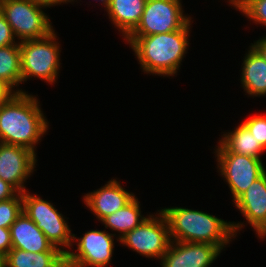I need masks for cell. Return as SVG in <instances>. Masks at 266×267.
I'll list each match as a JSON object with an SVG mask.
<instances>
[{"mask_svg":"<svg viewBox=\"0 0 266 267\" xmlns=\"http://www.w3.org/2000/svg\"><path fill=\"white\" fill-rule=\"evenodd\" d=\"M27 93H15L0 105V142L27 148L36 155V144L47 133L49 122L36 96Z\"/></svg>","mask_w":266,"mask_h":267,"instance_id":"obj_1","label":"cell"},{"mask_svg":"<svg viewBox=\"0 0 266 267\" xmlns=\"http://www.w3.org/2000/svg\"><path fill=\"white\" fill-rule=\"evenodd\" d=\"M160 211L167 220L171 241L210 243L221 250L244 226L240 222H227L207 212L183 207L163 208Z\"/></svg>","mask_w":266,"mask_h":267,"instance_id":"obj_2","label":"cell"},{"mask_svg":"<svg viewBox=\"0 0 266 267\" xmlns=\"http://www.w3.org/2000/svg\"><path fill=\"white\" fill-rule=\"evenodd\" d=\"M191 20L180 30L141 37H126L144 73L174 76L189 45Z\"/></svg>","mask_w":266,"mask_h":267,"instance_id":"obj_3","label":"cell"},{"mask_svg":"<svg viewBox=\"0 0 266 267\" xmlns=\"http://www.w3.org/2000/svg\"><path fill=\"white\" fill-rule=\"evenodd\" d=\"M56 35L54 30L46 37L19 42L23 82L32 77L51 85L56 82L61 64V50Z\"/></svg>","mask_w":266,"mask_h":267,"instance_id":"obj_4","label":"cell"},{"mask_svg":"<svg viewBox=\"0 0 266 267\" xmlns=\"http://www.w3.org/2000/svg\"><path fill=\"white\" fill-rule=\"evenodd\" d=\"M22 211L46 235L54 247L64 254L67 253L64 248L68 250L70 248L71 251L73 234L65 220L66 217H63L52 203L25 191L22 193Z\"/></svg>","mask_w":266,"mask_h":267,"instance_id":"obj_5","label":"cell"},{"mask_svg":"<svg viewBox=\"0 0 266 267\" xmlns=\"http://www.w3.org/2000/svg\"><path fill=\"white\" fill-rule=\"evenodd\" d=\"M44 8L29 0H0V11L20 42L43 38L54 31Z\"/></svg>","mask_w":266,"mask_h":267,"instance_id":"obj_6","label":"cell"},{"mask_svg":"<svg viewBox=\"0 0 266 267\" xmlns=\"http://www.w3.org/2000/svg\"><path fill=\"white\" fill-rule=\"evenodd\" d=\"M215 150L217 168L226 180L235 202L266 170L260 158L228 151L220 142Z\"/></svg>","mask_w":266,"mask_h":267,"instance_id":"obj_7","label":"cell"},{"mask_svg":"<svg viewBox=\"0 0 266 267\" xmlns=\"http://www.w3.org/2000/svg\"><path fill=\"white\" fill-rule=\"evenodd\" d=\"M181 0H146L137 27L127 37L169 33L182 29L192 18L184 15Z\"/></svg>","mask_w":266,"mask_h":267,"instance_id":"obj_8","label":"cell"},{"mask_svg":"<svg viewBox=\"0 0 266 267\" xmlns=\"http://www.w3.org/2000/svg\"><path fill=\"white\" fill-rule=\"evenodd\" d=\"M157 215H150L132 231L126 233L120 244L147 258L160 259L167 252L171 239L169 226L164 214L158 210Z\"/></svg>","mask_w":266,"mask_h":267,"instance_id":"obj_9","label":"cell"},{"mask_svg":"<svg viewBox=\"0 0 266 267\" xmlns=\"http://www.w3.org/2000/svg\"><path fill=\"white\" fill-rule=\"evenodd\" d=\"M106 230H90L73 241L77 244V252L67 251L65 259L75 267H107L111 264L114 250V236Z\"/></svg>","mask_w":266,"mask_h":267,"instance_id":"obj_10","label":"cell"},{"mask_svg":"<svg viewBox=\"0 0 266 267\" xmlns=\"http://www.w3.org/2000/svg\"><path fill=\"white\" fill-rule=\"evenodd\" d=\"M36 157L27 148L0 142V178L19 193L25 192L24 183L35 171Z\"/></svg>","mask_w":266,"mask_h":267,"instance_id":"obj_11","label":"cell"},{"mask_svg":"<svg viewBox=\"0 0 266 267\" xmlns=\"http://www.w3.org/2000/svg\"><path fill=\"white\" fill-rule=\"evenodd\" d=\"M221 249L210 243L171 241L161 258V267H209Z\"/></svg>","mask_w":266,"mask_h":267,"instance_id":"obj_12","label":"cell"},{"mask_svg":"<svg viewBox=\"0 0 266 267\" xmlns=\"http://www.w3.org/2000/svg\"><path fill=\"white\" fill-rule=\"evenodd\" d=\"M135 197V194L130 193L122 187L120 181L111 179L105 186H101L100 189L84 195L83 201L90 211H92L91 213L101 222L108 215L125 207Z\"/></svg>","mask_w":266,"mask_h":267,"instance_id":"obj_13","label":"cell"},{"mask_svg":"<svg viewBox=\"0 0 266 267\" xmlns=\"http://www.w3.org/2000/svg\"><path fill=\"white\" fill-rule=\"evenodd\" d=\"M234 203L257 232L266 223V171Z\"/></svg>","mask_w":266,"mask_h":267,"instance_id":"obj_14","label":"cell"},{"mask_svg":"<svg viewBox=\"0 0 266 267\" xmlns=\"http://www.w3.org/2000/svg\"><path fill=\"white\" fill-rule=\"evenodd\" d=\"M12 248L28 252L60 251L25 214L21 213L10 226Z\"/></svg>","mask_w":266,"mask_h":267,"instance_id":"obj_15","label":"cell"},{"mask_svg":"<svg viewBox=\"0 0 266 267\" xmlns=\"http://www.w3.org/2000/svg\"><path fill=\"white\" fill-rule=\"evenodd\" d=\"M241 84L249 96H266V61L251 45L242 63Z\"/></svg>","mask_w":266,"mask_h":267,"instance_id":"obj_16","label":"cell"},{"mask_svg":"<svg viewBox=\"0 0 266 267\" xmlns=\"http://www.w3.org/2000/svg\"><path fill=\"white\" fill-rule=\"evenodd\" d=\"M146 0H110L106 12L125 39L138 25Z\"/></svg>","mask_w":266,"mask_h":267,"instance_id":"obj_17","label":"cell"},{"mask_svg":"<svg viewBox=\"0 0 266 267\" xmlns=\"http://www.w3.org/2000/svg\"><path fill=\"white\" fill-rule=\"evenodd\" d=\"M64 259L61 251L28 252L12 248L4 257V267H57Z\"/></svg>","mask_w":266,"mask_h":267,"instance_id":"obj_18","label":"cell"},{"mask_svg":"<svg viewBox=\"0 0 266 267\" xmlns=\"http://www.w3.org/2000/svg\"><path fill=\"white\" fill-rule=\"evenodd\" d=\"M219 141L228 151L239 155L261 159V154L265 151L242 123L233 131L224 133Z\"/></svg>","mask_w":266,"mask_h":267,"instance_id":"obj_19","label":"cell"},{"mask_svg":"<svg viewBox=\"0 0 266 267\" xmlns=\"http://www.w3.org/2000/svg\"><path fill=\"white\" fill-rule=\"evenodd\" d=\"M147 218V216L141 215L140 203L135 197L125 207L105 217L101 223L105 225L106 229L110 228L112 231L119 232V237L117 236V241L119 242L126 233L135 229Z\"/></svg>","mask_w":266,"mask_h":267,"instance_id":"obj_20","label":"cell"},{"mask_svg":"<svg viewBox=\"0 0 266 267\" xmlns=\"http://www.w3.org/2000/svg\"><path fill=\"white\" fill-rule=\"evenodd\" d=\"M20 45L0 47V79L13 90L22 84Z\"/></svg>","mask_w":266,"mask_h":267,"instance_id":"obj_21","label":"cell"},{"mask_svg":"<svg viewBox=\"0 0 266 267\" xmlns=\"http://www.w3.org/2000/svg\"><path fill=\"white\" fill-rule=\"evenodd\" d=\"M245 17L266 26V0H228Z\"/></svg>","mask_w":266,"mask_h":267,"instance_id":"obj_22","label":"cell"},{"mask_svg":"<svg viewBox=\"0 0 266 267\" xmlns=\"http://www.w3.org/2000/svg\"><path fill=\"white\" fill-rule=\"evenodd\" d=\"M22 212V193L9 200L0 201V227L10 229Z\"/></svg>","mask_w":266,"mask_h":267,"instance_id":"obj_23","label":"cell"},{"mask_svg":"<svg viewBox=\"0 0 266 267\" xmlns=\"http://www.w3.org/2000/svg\"><path fill=\"white\" fill-rule=\"evenodd\" d=\"M254 138L259 141V144L266 150V117L264 115H255L246 118L241 122Z\"/></svg>","mask_w":266,"mask_h":267,"instance_id":"obj_24","label":"cell"},{"mask_svg":"<svg viewBox=\"0 0 266 267\" xmlns=\"http://www.w3.org/2000/svg\"><path fill=\"white\" fill-rule=\"evenodd\" d=\"M15 39L11 26L0 11V47L18 44L19 41L15 42Z\"/></svg>","mask_w":266,"mask_h":267,"instance_id":"obj_25","label":"cell"},{"mask_svg":"<svg viewBox=\"0 0 266 267\" xmlns=\"http://www.w3.org/2000/svg\"><path fill=\"white\" fill-rule=\"evenodd\" d=\"M11 249L10 229L0 227V256L5 257Z\"/></svg>","mask_w":266,"mask_h":267,"instance_id":"obj_26","label":"cell"},{"mask_svg":"<svg viewBox=\"0 0 266 267\" xmlns=\"http://www.w3.org/2000/svg\"><path fill=\"white\" fill-rule=\"evenodd\" d=\"M19 192L9 183L0 178V201L14 198Z\"/></svg>","mask_w":266,"mask_h":267,"instance_id":"obj_27","label":"cell"},{"mask_svg":"<svg viewBox=\"0 0 266 267\" xmlns=\"http://www.w3.org/2000/svg\"><path fill=\"white\" fill-rule=\"evenodd\" d=\"M22 89L13 90L7 83L0 79V105L7 102L15 93H24Z\"/></svg>","mask_w":266,"mask_h":267,"instance_id":"obj_28","label":"cell"},{"mask_svg":"<svg viewBox=\"0 0 266 267\" xmlns=\"http://www.w3.org/2000/svg\"><path fill=\"white\" fill-rule=\"evenodd\" d=\"M251 45L261 54V56L266 61V35L265 37H262L257 41H254V44L251 43Z\"/></svg>","mask_w":266,"mask_h":267,"instance_id":"obj_29","label":"cell"},{"mask_svg":"<svg viewBox=\"0 0 266 267\" xmlns=\"http://www.w3.org/2000/svg\"><path fill=\"white\" fill-rule=\"evenodd\" d=\"M31 1L32 3H36V4H39L41 6H44V7H51V6H56V5H60L61 3H68L67 0H29Z\"/></svg>","mask_w":266,"mask_h":267,"instance_id":"obj_30","label":"cell"},{"mask_svg":"<svg viewBox=\"0 0 266 267\" xmlns=\"http://www.w3.org/2000/svg\"><path fill=\"white\" fill-rule=\"evenodd\" d=\"M259 238L265 239L266 236V223L256 232Z\"/></svg>","mask_w":266,"mask_h":267,"instance_id":"obj_31","label":"cell"},{"mask_svg":"<svg viewBox=\"0 0 266 267\" xmlns=\"http://www.w3.org/2000/svg\"><path fill=\"white\" fill-rule=\"evenodd\" d=\"M57 267H75L72 263L64 259Z\"/></svg>","mask_w":266,"mask_h":267,"instance_id":"obj_32","label":"cell"},{"mask_svg":"<svg viewBox=\"0 0 266 267\" xmlns=\"http://www.w3.org/2000/svg\"><path fill=\"white\" fill-rule=\"evenodd\" d=\"M75 0H67V2H74ZM98 1V0H97ZM101 1L100 3L103 4V6H105V10L109 7L110 4V0H99Z\"/></svg>","mask_w":266,"mask_h":267,"instance_id":"obj_33","label":"cell"},{"mask_svg":"<svg viewBox=\"0 0 266 267\" xmlns=\"http://www.w3.org/2000/svg\"><path fill=\"white\" fill-rule=\"evenodd\" d=\"M0 267H4V257L0 256Z\"/></svg>","mask_w":266,"mask_h":267,"instance_id":"obj_34","label":"cell"}]
</instances>
